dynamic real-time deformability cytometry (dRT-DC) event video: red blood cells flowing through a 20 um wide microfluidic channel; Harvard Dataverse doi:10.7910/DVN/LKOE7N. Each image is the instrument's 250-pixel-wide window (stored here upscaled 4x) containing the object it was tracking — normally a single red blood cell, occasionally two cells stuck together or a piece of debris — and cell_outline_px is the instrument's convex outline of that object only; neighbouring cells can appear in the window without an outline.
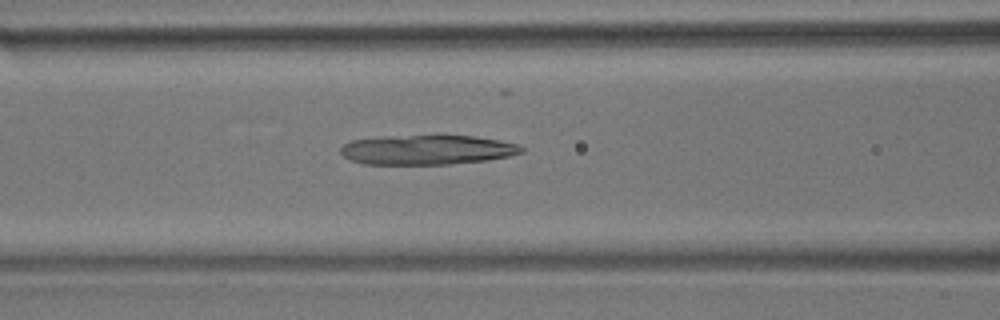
{"species": "common noctule bat (a hibernating species)", "species_latin": "Nyctalus noctula", "temperature_condition": "room temperature", "stored_images_in_passage": 56, "camera_frame_rate_fps": 3000, "um_per_image_px": 0.085, "animal": {"sex": "male", "body_mass_g": 17.9}, "frame": {"image": 1, "passage_image": 23, "time_ms": 7.333, "image_size_px": [1000, 320], "cell_outline_px": [[524, 152], [508, 156], [488, 160], [448, 164], [364, 164], [348, 160], [340, 152], [340, 148], [344, 144], [352, 140], [384, 136], [476, 136], [500, 140], [520, 144], [524, 148]], "centroid_in_image_um": [36.31, 12.73], "position_along_channel_um": 130.3, "area_um2": 31.33}}
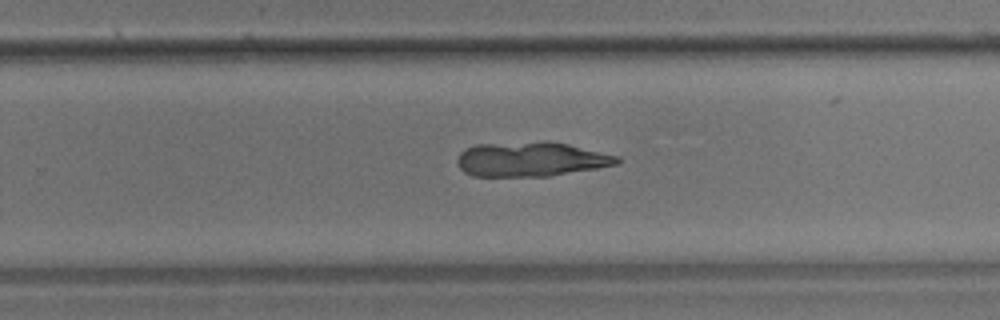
{"frame": {"image": 2, "passage_image": 36, "time_ms": 11.667, "image_size_px": [1000, 320], "cell_outline_px": [[620, 160], [616, 164], [596, 168], [548, 176], [472, 176], [464, 172], [460, 168], [456, 160], [460, 152], [464, 148], [476, 144], [544, 140], [548, 140], [568, 144], [620, 156]], "centroid_in_image_um": [45.09, 13.51], "position_along_channel_um": 284.7, "area_um2": 32.48}}
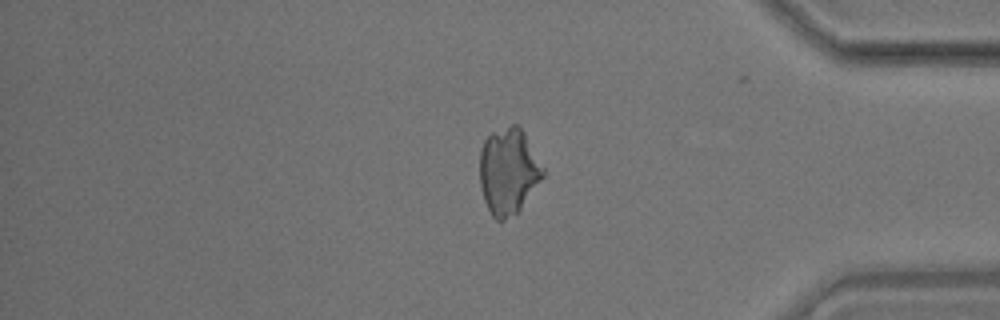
{"frame": {"image": 3, "passage_image": 47, "time_ms": 15.333, "image_size_px": [1000, 320], "cell_outline_px": [[544, 176], [520, 208], [516, 212], [504, 220], [496, 220], [492, 216], [484, 200], [480, 184], [480, 148], [484, 140], [492, 132], [512, 124], [520, 124], [544, 168]], "centroid_in_image_um": [43.21, 14.51], "position_along_channel_um": 392.0, "area_um2": 31.67}}